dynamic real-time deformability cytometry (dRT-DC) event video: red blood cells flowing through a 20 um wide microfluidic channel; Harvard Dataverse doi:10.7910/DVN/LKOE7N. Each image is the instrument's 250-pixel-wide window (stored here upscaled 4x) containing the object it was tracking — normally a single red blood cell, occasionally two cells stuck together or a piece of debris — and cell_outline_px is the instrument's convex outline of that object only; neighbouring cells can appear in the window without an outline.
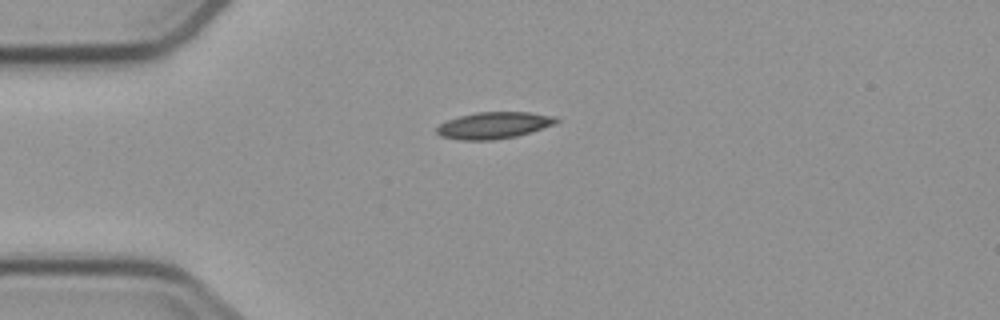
{"species": "common noctule bat (a hibernating species)", "species_latin": "Nyctalus noctula", "temperature_condition": "cold", "stored_images_in_passage": 6, "camera_frame_rate_fps": 3000, "um_per_image_px": 0.085, "animal": {"sex": "male", "body_mass_g": 23.1, "forearm_length_mm": 52.7}, "frame": {"image": 1, "passage_image": 6, "time_ms": 6.0, "image_size_px": [1000, 320], "cell_outline_px": [[560, 120], [556, 124], [532, 132], [516, 136], [492, 140], [460, 140], [440, 136], [436, 132], [436, 128], [440, 124], [448, 120], [460, 116], [476, 112], [528, 112], [556, 116]], "centroid_in_image_um": [42.01, 10.65], "position_along_channel_um": 43.0, "area_um2": 18.67}}